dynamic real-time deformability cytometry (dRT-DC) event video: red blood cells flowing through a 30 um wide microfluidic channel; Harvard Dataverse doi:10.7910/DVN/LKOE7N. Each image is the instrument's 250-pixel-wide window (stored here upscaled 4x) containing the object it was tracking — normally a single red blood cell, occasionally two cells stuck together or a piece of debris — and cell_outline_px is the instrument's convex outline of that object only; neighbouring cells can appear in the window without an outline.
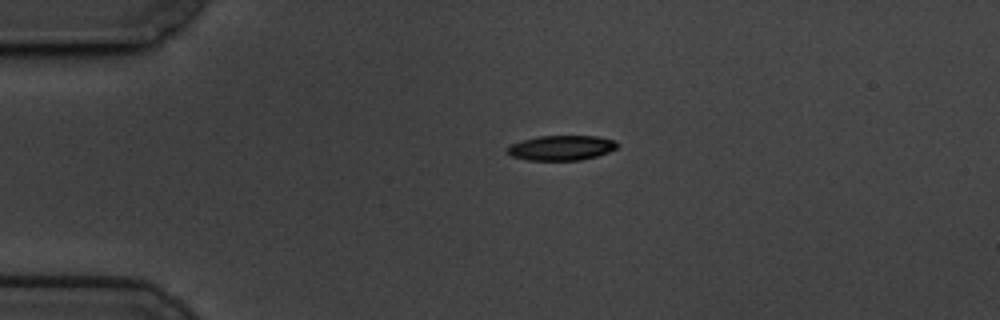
{"species": "common noctule bat (a hibernating species)", "species_latin": "Nyctalus noctula", "temperature_condition": "cold", "stored_images_in_passage": 39, "camera_frame_rate_fps": 3000, "um_per_image_px": 0.085, "animal": {"sex": "male", "body_mass_g": 19.5, "forearm_length_mm": 54.6}, "frame": {"image": 1, "passage_image": 1, "time_ms": 0.0, "image_size_px": [1000, 320], "cell_outline_px": [[616, 148], [608, 152], [596, 156], [580, 160], [528, 160], [512, 156], [508, 152], [508, 148], [512, 144], [520, 140], [536, 136], [596, 136], [616, 140]], "centroid_in_image_um": [47.71, 12.56], "position_along_channel_um": 37.3, "area_um2": 15.84}}
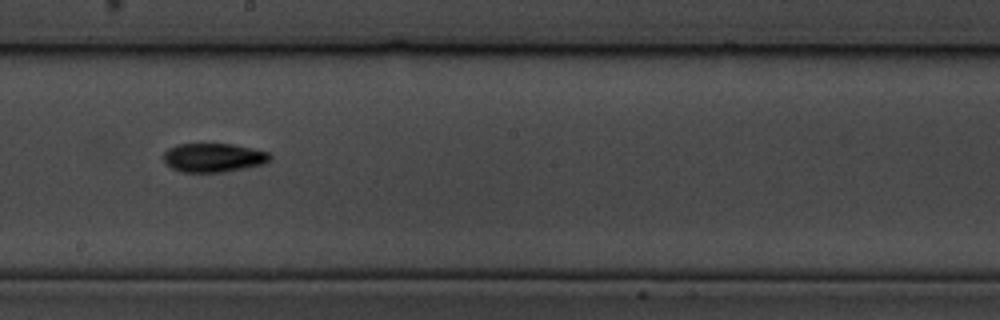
{"frame": {"image": 2, "passage_image": 21, "time_ms": 6.667, "image_size_px": [1000, 320], "cell_outline_px": [[272, 156], [264, 164], [224, 172], [180, 172], [172, 168], [164, 160], [164, 152], [168, 148], [176, 144], [232, 144], [252, 148], [268, 152]], "centroid_in_image_um": [18.14, 13.4], "position_along_channel_um": 230.1, "area_um2": 17.86}}
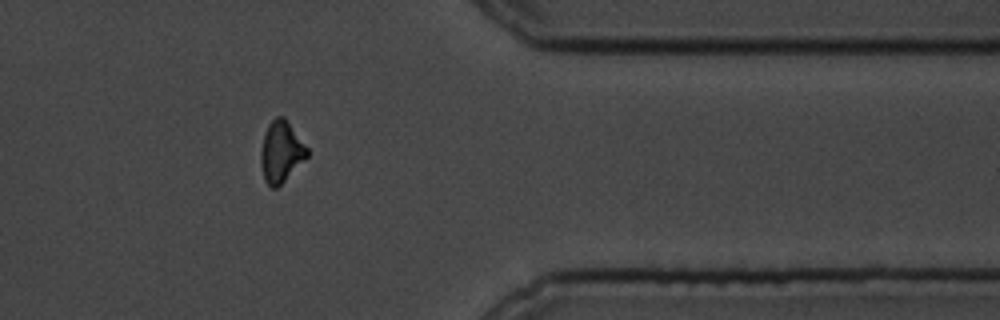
{"frame": {"image": 3, "passage_image": 36, "time_ms": 11.667, "image_size_px": [1000, 320], "cell_outline_px": [[308, 156], [276, 188], [272, 188], [264, 180], [260, 164], [260, 152], [264, 132], [268, 124], [276, 116], [284, 116], [308, 148]], "centroid_in_image_um": [23.87, 12.87], "position_along_channel_um": 387.5, "area_um2": 16.47}, "authors_computed_cell_mechanics": {"area_um2": 17.1088, "velocity_mm_per_s": 3.4339, "shape_relaxation_time_tau1_ms": 4.1371, "shape_relaxation_time_tau2_ms": 10.2896, "deformation_change_tau1": 0.1348, "deformation_change_tau2": 0.1796}}